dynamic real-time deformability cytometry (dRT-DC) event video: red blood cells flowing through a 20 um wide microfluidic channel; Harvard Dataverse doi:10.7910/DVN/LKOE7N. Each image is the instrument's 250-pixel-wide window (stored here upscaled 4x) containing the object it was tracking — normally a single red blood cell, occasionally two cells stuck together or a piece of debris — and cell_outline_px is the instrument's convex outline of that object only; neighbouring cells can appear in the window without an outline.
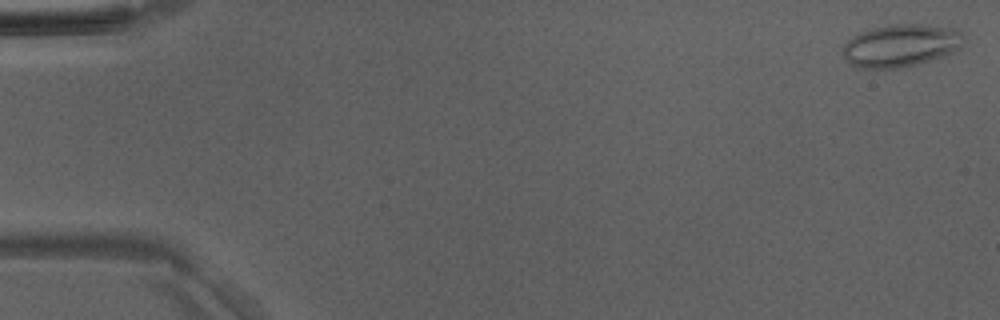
{"species": "Egyptian fruit bat (a non-hibernating species)", "species_latin": "Rousettus aegyptiacus", "temperature_condition": "room temperature", "stored_images_in_passage": 5, "camera_frame_rate_fps": 3000, "um_per_image_px": 0.085, "animal": {"sex": "male"}, "frame": {"image": 1, "passage_image": 1, "time_ms": 0.0, "image_size_px": [1000, 320], "cell_outline_px": [[964, 44], [952, 52], [928, 60], [896, 68], [852, 68], [840, 52], [844, 44], [852, 36], [860, 32], [872, 28], [888, 24], [920, 24], [956, 28], [964, 36]], "centroid_in_image_um": [76.5, 3.85], "position_along_channel_um": 8.5, "area_um2": 30.06}}